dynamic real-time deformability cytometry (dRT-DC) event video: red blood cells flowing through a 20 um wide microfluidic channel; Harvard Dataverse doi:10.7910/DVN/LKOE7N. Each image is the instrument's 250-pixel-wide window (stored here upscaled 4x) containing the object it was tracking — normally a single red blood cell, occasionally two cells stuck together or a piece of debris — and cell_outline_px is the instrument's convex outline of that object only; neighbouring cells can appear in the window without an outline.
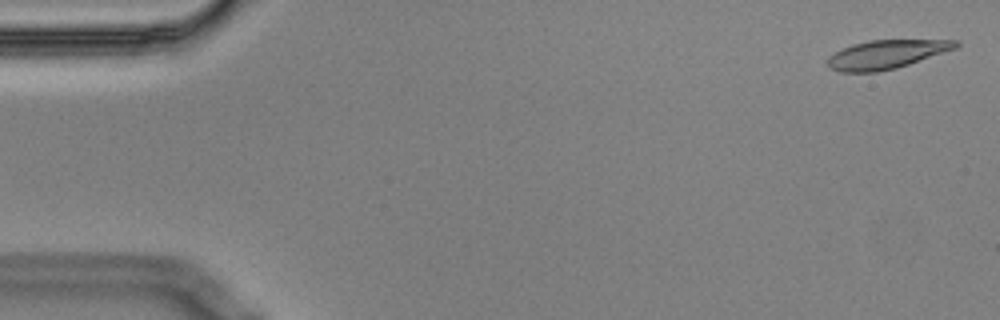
{"species": "Egyptian fruit bat (a non-hibernating species)", "species_latin": "Rousettus aegyptiacus", "temperature_condition": "cold", "stored_images_in_passage": 4, "camera_frame_rate_fps": 3000, "um_per_image_px": 0.085, "animal": {"sex": "male"}, "frame": {"image": 1, "passage_image": 1, "time_ms": 0.0, "image_size_px": [1000, 320], "cell_outline_px": [[960, 44], [956, 48], [896, 68], [876, 72], [840, 72], [828, 68], [828, 56], [852, 44], [868, 40], [956, 40]], "centroid_in_image_um": [75.3, 4.62], "position_along_channel_um": 9.7, "area_um2": 21.21}}